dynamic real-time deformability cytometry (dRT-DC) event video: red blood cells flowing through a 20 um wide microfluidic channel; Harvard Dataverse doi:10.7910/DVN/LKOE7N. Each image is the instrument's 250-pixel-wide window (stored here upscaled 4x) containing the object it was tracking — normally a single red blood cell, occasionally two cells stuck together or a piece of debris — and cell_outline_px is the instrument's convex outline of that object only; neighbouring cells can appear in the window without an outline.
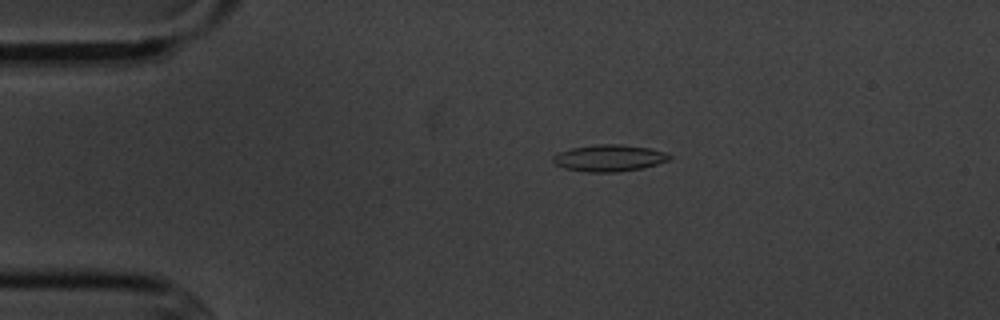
{"species": "common noctule bat (a hibernating species)", "species_latin": "Nyctalus noctula", "temperature_condition": "cold", "stored_images_in_passage": 5, "camera_frame_rate_fps": 3000, "um_per_image_px": 0.085, "animal": {"sex": "male", "body_mass_g": 20.1, "forearm_length_mm": 53.5}, "frame": {"image": 1, "passage_image": 3, "time_ms": 2.333, "image_size_px": [1000, 320], "cell_outline_px": [[672, 156], [668, 160], [656, 164], [640, 168], [616, 172], [584, 172], [564, 168], [556, 164], [552, 160], [552, 156], [560, 152], [572, 148], [596, 144], [620, 144], [648, 148], [664, 152]], "centroid_in_image_um": [51.74, 13.43], "position_along_channel_um": 33.3, "area_um2": 17.92}}